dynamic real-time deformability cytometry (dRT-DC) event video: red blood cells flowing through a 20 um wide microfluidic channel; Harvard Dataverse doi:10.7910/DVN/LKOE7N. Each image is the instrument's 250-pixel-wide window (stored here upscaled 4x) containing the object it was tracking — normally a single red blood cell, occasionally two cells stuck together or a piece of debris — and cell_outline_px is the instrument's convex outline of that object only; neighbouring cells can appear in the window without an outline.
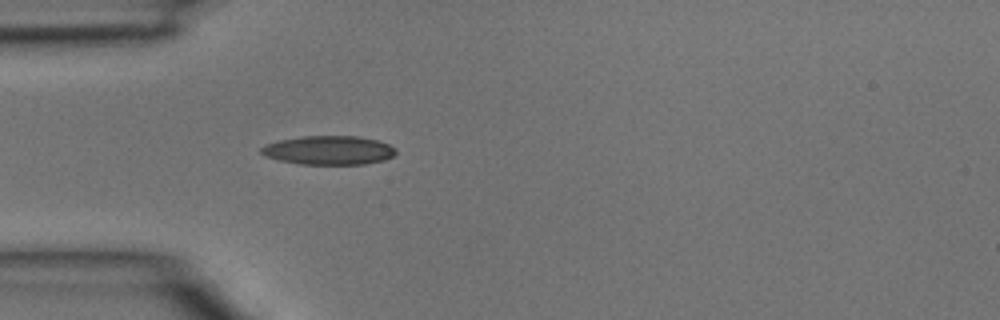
{"species": "common noctule bat (a hibernating species)", "species_latin": "Nyctalus noctula", "temperature_condition": "room temperature", "stored_images_in_passage": 1, "camera_frame_rate_fps": 3000, "um_per_image_px": 0.085, "animal": {"sex": "male", "body_mass_g": 15.6}, "frame": {"image": 1, "passage_image": 1, "time_ms": 0.0, "image_size_px": [1000, 320], "cell_outline_px": [[396, 152], [392, 156], [384, 160], [364, 164], [300, 164], [280, 160], [264, 156], [260, 152], [260, 148], [264, 144], [280, 140], [304, 136], [360, 136], [380, 140], [396, 148]], "centroid_in_image_um": [27.95, 12.76], "position_along_channel_um": 57.0, "area_um2": 22.77}}